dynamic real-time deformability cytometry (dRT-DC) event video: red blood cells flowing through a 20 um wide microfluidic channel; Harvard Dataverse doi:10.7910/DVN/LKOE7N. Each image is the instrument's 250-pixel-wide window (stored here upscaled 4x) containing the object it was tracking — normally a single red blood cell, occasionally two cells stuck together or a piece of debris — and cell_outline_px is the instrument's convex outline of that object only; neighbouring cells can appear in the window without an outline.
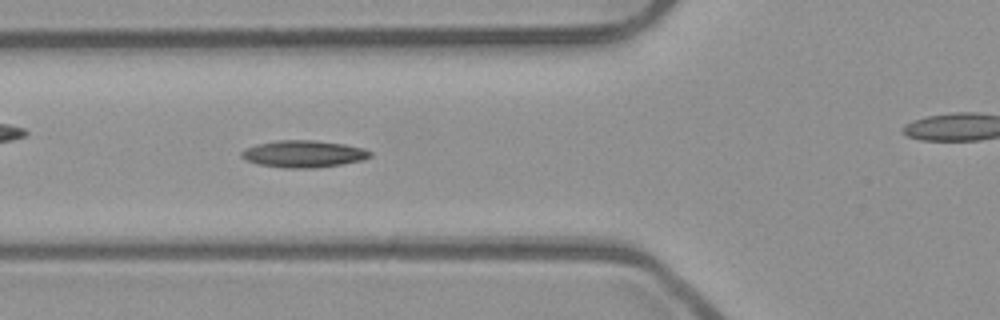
{"species": "common noctule bat (a hibernating species)", "species_latin": "Nyctalus noctula", "temperature_condition": "room temperature", "stored_images_in_passage": 33, "camera_frame_rate_fps": 3000, "um_per_image_px": 0.085, "animal": {"sex": "male", "body_mass_g": 23.1, "forearm_length_mm": 52.7}, "frame": {"image": 1, "passage_image": 7, "time_ms": 2.0, "image_size_px": [1000, 320], "cell_outline_px": [[372, 156], [364, 160], [316, 168], [284, 168], [256, 164], [240, 156], [240, 152], [248, 148], [260, 144], [280, 140], [312, 140], [344, 144], [364, 148], [372, 152]], "centroid_in_image_um": [25.84, 13.09], "position_along_channel_um": 100.0, "area_um2": 20.11}}
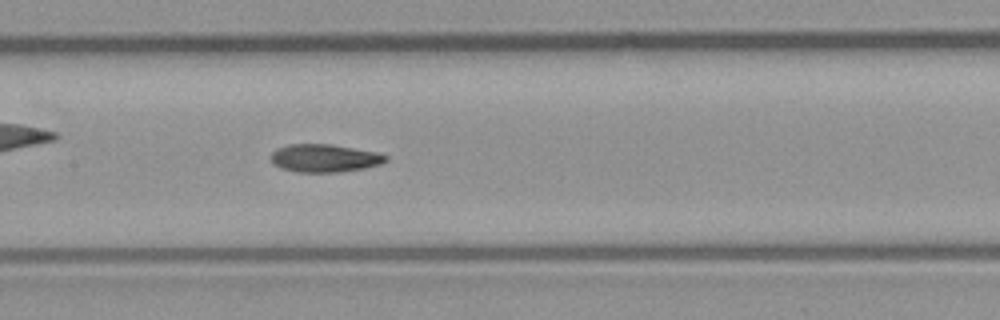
{"frame": {"image": 2, "passage_image": 13, "time_ms": 4.0, "image_size_px": [1000, 320], "cell_outline_px": [[388, 160], [380, 164], [364, 168], [340, 172], [296, 172], [280, 168], [272, 160], [272, 152], [276, 148], [288, 144], [332, 144], [380, 152], [388, 156]], "centroid_in_image_um": [27.62, 13.43], "position_along_channel_um": 179.8, "area_um2": 18.84}}
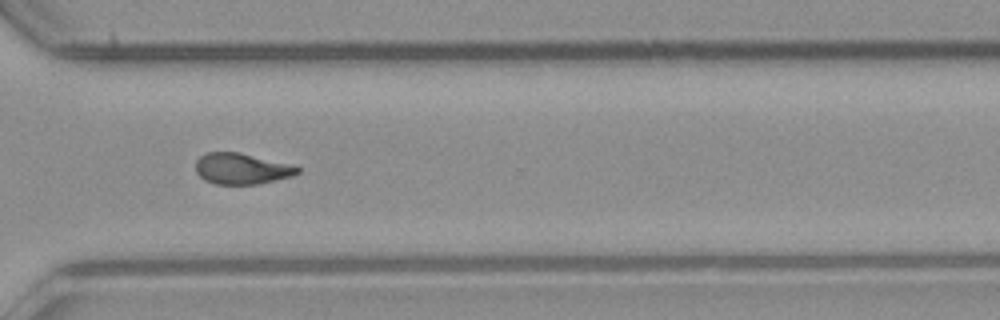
{"frame": {"image": 3, "passage_image": 26, "time_ms": 8.333, "image_size_px": [1000, 320], "cell_outline_px": [[300, 172], [292, 176], [256, 184], [216, 184], [204, 180], [196, 172], [196, 160], [200, 156], [208, 152], [236, 152], [296, 164], [300, 168]], "centroid_in_image_um": [20.57, 14.33], "position_along_channel_um": 350.0, "area_um2": 18.5}, "authors_computed_cell_mechanics": {"area_um2": 18.9006, "velocity_mm_per_s": 3.9408, "shape_relaxation_time_tau1_ms": 8.5282, "shape_relaxation_time_tau2_ms": 7.2719, "deformation_change_tau1": 0.2477, "deformation_change_tau2": 0.1497}}